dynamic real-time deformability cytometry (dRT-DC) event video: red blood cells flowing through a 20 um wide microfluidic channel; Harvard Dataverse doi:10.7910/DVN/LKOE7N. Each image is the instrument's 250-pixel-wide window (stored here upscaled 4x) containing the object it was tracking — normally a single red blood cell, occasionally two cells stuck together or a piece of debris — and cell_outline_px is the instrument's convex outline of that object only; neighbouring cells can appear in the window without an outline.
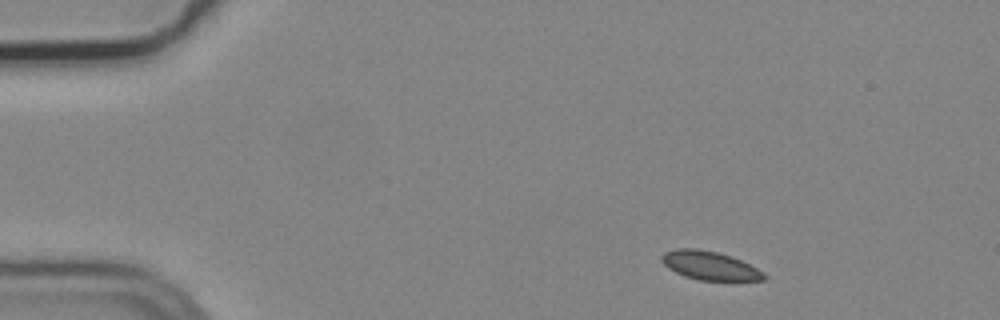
{"species": "common noctule bat (a hibernating species)", "species_latin": "Nyctalus noctula", "temperature_condition": "cold", "stored_images_in_passage": 4, "camera_frame_rate_fps": 3000, "um_per_image_px": 0.085, "animal": {"sex": "male", "body_mass_g": 19.2, "forearm_length_mm": 51.8}, "frame": {"image": 1, "passage_image": 1, "time_ms": 0.0, "image_size_px": [1000, 320], "cell_outline_px": [[768, 276], [764, 280], [700, 280], [684, 276], [668, 268], [660, 260], [660, 256], [664, 252], [676, 248], [696, 248], [716, 252], [732, 256], [764, 272]], "centroid_in_image_um": [60.3, 22.56], "position_along_channel_um": 24.7, "area_um2": 17.05}}